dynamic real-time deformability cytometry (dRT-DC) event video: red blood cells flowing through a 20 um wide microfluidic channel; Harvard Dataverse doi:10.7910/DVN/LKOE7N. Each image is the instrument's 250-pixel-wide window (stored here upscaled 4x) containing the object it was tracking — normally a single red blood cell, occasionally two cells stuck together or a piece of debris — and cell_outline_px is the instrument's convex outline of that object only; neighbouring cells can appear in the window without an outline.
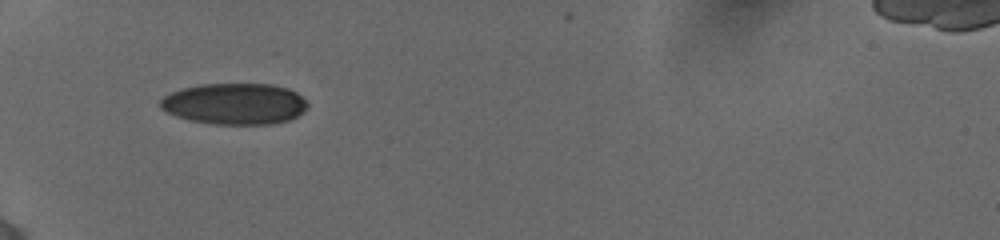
{"species": "human", "species_latin": "Homo sapiens", "temperature_condition": "cold", "stored_images_in_passage": 21, "camera_frame_rate_fps": 3000, "um_per_image_px": 0.085, "donor": {"sex": "female"}, "frame": {"image": 1, "passage_image": 1, "time_ms": 0.0, "image_size_px": [1000, 240], "cell_outline_px": [[308, 108], [304, 112], [288, 120], [272, 124], [216, 124], [188, 120], [176, 116], [160, 108], [160, 100], [164, 96], [172, 92], [184, 88], [200, 84], [268, 84], [288, 88], [296, 92], [308, 104]], "centroid_in_image_um": [19.95, 8.83], "position_along_channel_um": 65.0, "area_um2": 35.32}}
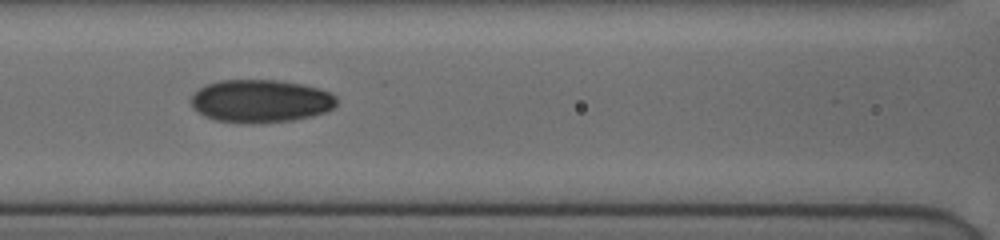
{"frame": {"image": 2, "passage_image": 14, "time_ms": 2.333, "image_size_px": [1000, 240], "cell_outline_px": [[336, 104], [332, 108], [324, 112], [312, 116], [292, 120], [256, 124], [240, 124], [216, 120], [204, 116], [192, 108], [188, 100], [200, 88], [208, 84], [220, 80], [276, 80], [300, 84], [316, 88], [328, 92], [336, 96]], "centroid_in_image_um": [22.1, 8.61], "position_along_channel_um": 144.5, "area_um2": 36.53}}
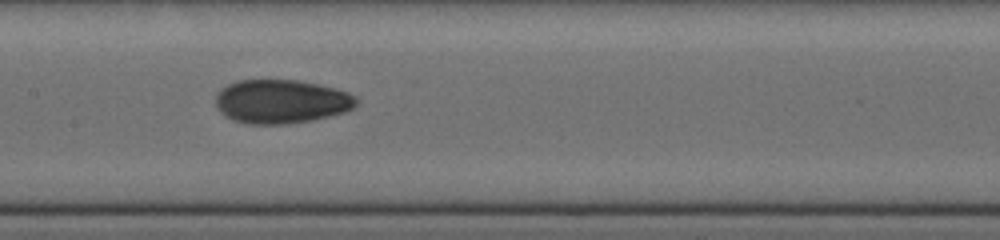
{"frame": {"image": 3, "passage_image": 20, "time_ms": 3.333, "image_size_px": [1000, 240], "cell_outline_px": [[356, 104], [352, 108], [344, 112], [312, 120], [288, 124], [248, 124], [232, 120], [224, 116], [216, 108], [216, 96], [220, 88], [236, 80], [296, 80], [316, 84], [348, 92], [356, 96]], "centroid_in_image_um": [23.85, 8.63], "position_along_channel_um": 183.6, "area_um2": 35.95}}